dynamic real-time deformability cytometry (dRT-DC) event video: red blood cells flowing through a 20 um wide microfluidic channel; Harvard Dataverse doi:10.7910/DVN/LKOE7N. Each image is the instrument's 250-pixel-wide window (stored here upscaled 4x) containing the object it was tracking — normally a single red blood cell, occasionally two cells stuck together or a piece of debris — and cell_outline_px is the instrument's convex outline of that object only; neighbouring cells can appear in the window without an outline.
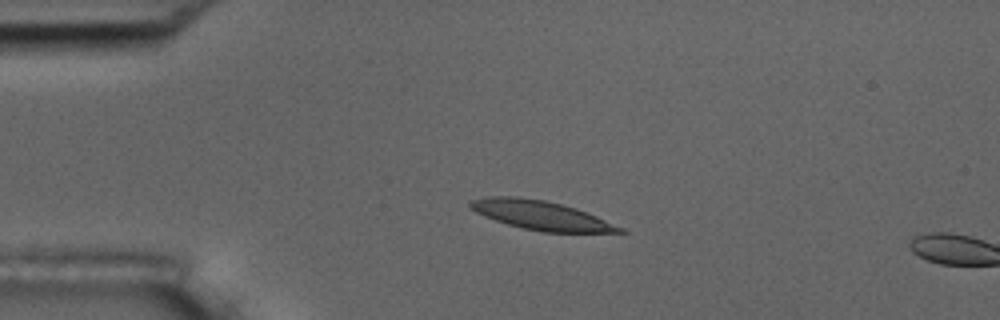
{"species": "common noctule bat (a hibernating species)", "species_latin": "Nyctalus noctula", "temperature_condition": "room temperature", "stored_images_in_passage": 4, "camera_frame_rate_fps": 3000, "um_per_image_px": 0.085, "animal": {"sex": "male", "body_mass_g": 17.5, "forearm_length_mm": 52.3}, "frame": {"image": 1, "passage_image": 3, "time_ms": 2.333, "image_size_px": [1000, 320], "cell_outline_px": [[628, 232], [540, 232], [508, 224], [484, 216], [468, 208], [468, 200], [488, 196], [520, 196], [544, 200], [576, 208], [596, 216], [624, 228]], "centroid_in_image_um": [45.93, 18.28], "position_along_channel_um": 39.1, "area_um2": 25.26}}